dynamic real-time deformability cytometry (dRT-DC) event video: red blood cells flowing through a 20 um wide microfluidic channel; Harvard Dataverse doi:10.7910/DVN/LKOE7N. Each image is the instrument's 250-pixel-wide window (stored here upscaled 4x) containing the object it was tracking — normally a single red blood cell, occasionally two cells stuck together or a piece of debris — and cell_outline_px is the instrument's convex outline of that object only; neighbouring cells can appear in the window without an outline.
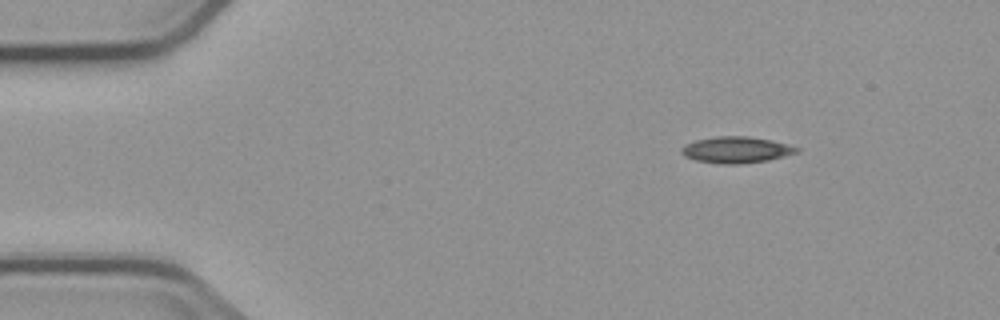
{"species": "common noctule bat (a hibernating species)", "species_latin": "Nyctalus noctula", "temperature_condition": "cold", "stored_images_in_passage": 6, "camera_frame_rate_fps": 3000, "um_per_image_px": 0.085, "animal": {"sex": "male", "body_mass_g": 23.1, "forearm_length_mm": 52.7}, "frame": {"image": 1, "passage_image": 1, "time_ms": 0.0, "image_size_px": [1000, 320], "cell_outline_px": [[800, 152], [768, 160], [740, 164], [720, 164], [696, 160], [684, 156], [680, 152], [680, 148], [684, 144], [696, 140], [716, 136], [748, 136], [772, 140], [800, 148]], "centroid_in_image_um": [62.56, 12.73], "position_along_channel_um": 22.4, "area_um2": 17.8}}
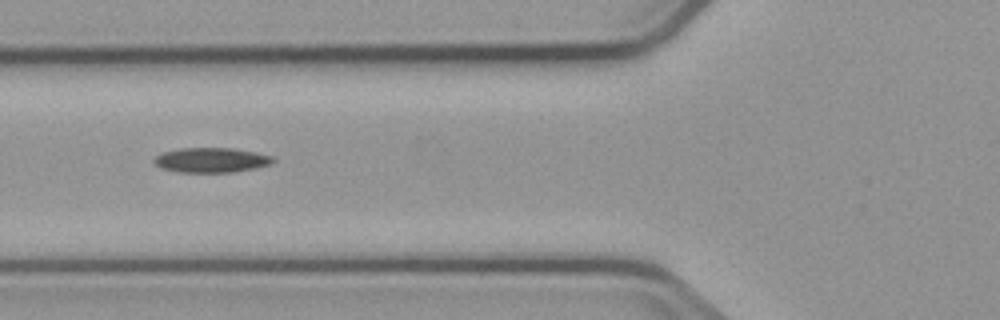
{"frame": {"image": 2, "passage_image": 4, "time_ms": 4.333, "image_size_px": [1000, 320], "cell_outline_px": [[276, 160], [272, 164], [256, 168], [232, 172], [180, 172], [160, 168], [152, 160], [156, 156], [164, 152], [180, 148], [232, 148], [256, 152], [272, 156]], "centroid_in_image_um": [17.99, 13.6], "position_along_channel_um": 107.8, "area_um2": 17.22}}
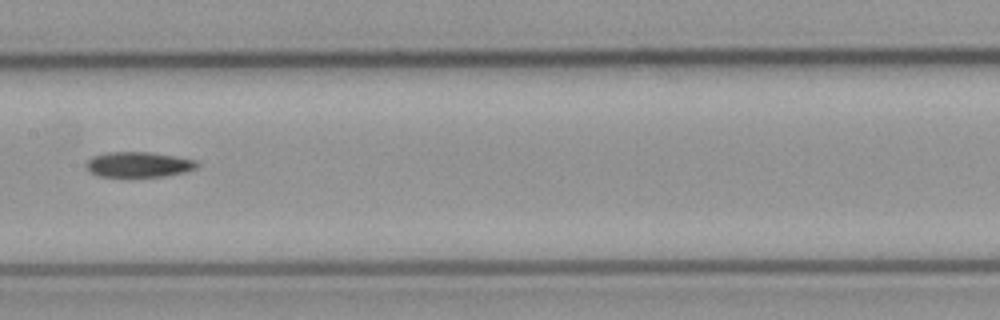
{"frame": {"image": 3, "passage_image": 6, "time_ms": 6.667, "image_size_px": [1000, 320], "cell_outline_px": [[200, 164], [196, 168], [184, 172], [164, 176], [100, 176], [92, 172], [84, 164], [92, 156], [108, 152], [152, 152], [176, 156], [196, 160]], "centroid_in_image_um": [11.81, 13.97], "position_along_channel_um": 195.6, "area_um2": 16.24}}